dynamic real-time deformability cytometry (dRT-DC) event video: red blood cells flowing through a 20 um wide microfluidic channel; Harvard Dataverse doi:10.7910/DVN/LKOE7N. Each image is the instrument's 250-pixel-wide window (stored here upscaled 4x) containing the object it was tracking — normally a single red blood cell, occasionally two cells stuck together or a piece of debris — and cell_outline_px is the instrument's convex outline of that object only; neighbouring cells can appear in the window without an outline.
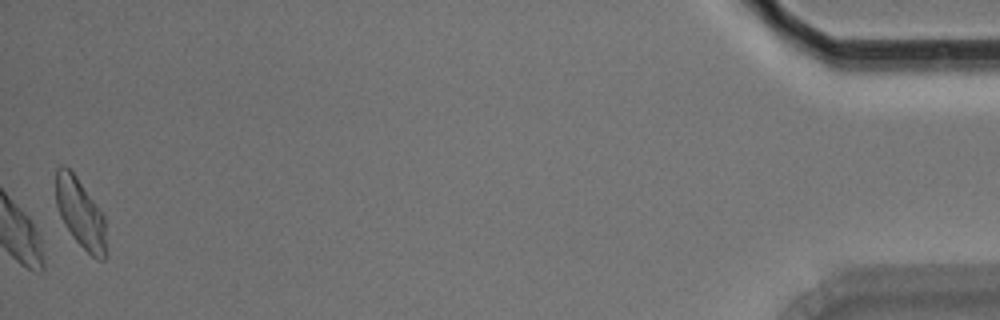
{"species": "Egyptian fruit bat (a non-hibernating species)", "species_latin": "Rousettus aegyptiacus", "temperature_condition": "room temperature", "stored_images_in_passage": 52, "camera_frame_rate_fps": 3000, "um_per_image_px": 0.085, "animal": {"sex": "male"}, "frame": {"image": 1, "passage_image": 52, "time_ms": 17.0, "image_size_px": [1000, 320], "cell_outline_px": [[108, 256], [104, 260], [96, 260], [72, 236], [64, 224], [60, 216], [56, 204], [56, 168], [60, 164], [64, 164], [76, 176], [104, 216]], "centroid_in_image_um": [6.85, 18.16], "position_along_channel_um": 428.4, "area_um2": 20.46}, "authors_computed_cell_mechanics": {"area_um2": 22.7732, "velocity_mm_per_s": 3.7252, "shape_relaxation_time_tau1_ms": 3.5504, "shape_relaxation_time_tau2_ms": 3.5085, "deformation_change_tau1": 0.1026, "deformation_change_tau2": 0.0805}}